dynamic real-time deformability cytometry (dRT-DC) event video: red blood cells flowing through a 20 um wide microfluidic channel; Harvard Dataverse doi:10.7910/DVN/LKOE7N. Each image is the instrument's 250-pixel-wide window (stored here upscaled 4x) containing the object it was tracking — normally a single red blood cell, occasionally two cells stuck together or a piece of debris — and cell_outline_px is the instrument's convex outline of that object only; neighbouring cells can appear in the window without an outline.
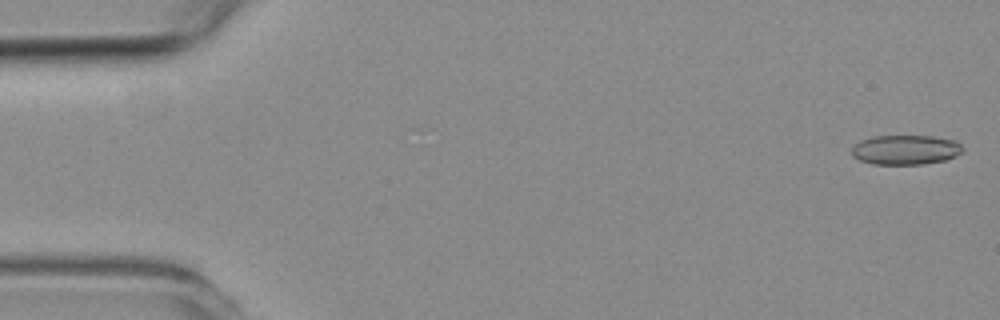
{"species": "common noctule bat (a hibernating species)", "species_latin": "Nyctalus noctula", "temperature_condition": "room temperature", "stored_images_in_passage": 14, "camera_frame_rate_fps": 3000, "um_per_image_px": 0.085, "animal": {"sex": "female", "body_mass_g": 19.3, "forearm_length_mm": 54.1}, "frame": {"image": 1, "passage_image": 1, "time_ms": 0.0, "image_size_px": [1000, 320], "cell_outline_px": [[964, 148], [956, 156], [948, 160], [920, 164], [872, 164], [860, 160], [852, 156], [852, 148], [860, 140], [872, 136], [932, 136], [956, 140]], "centroid_in_image_um": [76.98, 12.73], "position_along_channel_um": 8.0, "area_um2": 19.25}}
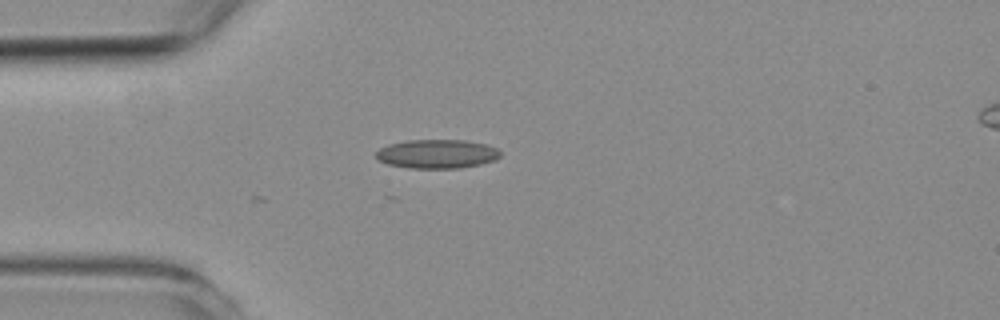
{"frame": {"image": 2, "passage_image": 14, "time_ms": 4.333, "image_size_px": [1000, 320], "cell_outline_px": [[500, 156], [496, 160], [480, 164], [460, 168], [408, 168], [388, 164], [380, 160], [376, 156], [376, 152], [380, 148], [388, 144], [408, 140], [464, 140], [484, 144], [496, 148], [500, 152]], "centroid_in_image_um": [37.14, 13.08], "position_along_channel_um": 47.9, "area_um2": 20.87}}